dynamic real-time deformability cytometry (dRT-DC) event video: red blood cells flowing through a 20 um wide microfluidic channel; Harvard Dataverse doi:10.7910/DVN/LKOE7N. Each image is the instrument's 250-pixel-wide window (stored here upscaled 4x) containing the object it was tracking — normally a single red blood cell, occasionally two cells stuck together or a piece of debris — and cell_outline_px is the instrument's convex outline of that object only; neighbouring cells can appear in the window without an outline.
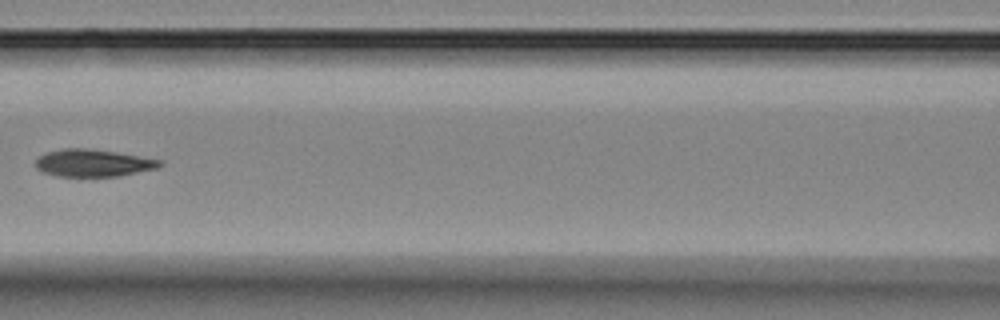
{"species": "Egyptian fruit bat (a non-hibernating species)", "species_latin": "Rousettus aegyptiacus", "temperature_condition": "room temperature", "stored_images_in_passage": 9, "camera_frame_rate_fps": 3000, "um_per_image_px": 0.085, "animal": {"sex": "female"}, "frame": {"image": 1, "passage_image": 6, "time_ms": 6.0, "image_size_px": [1000, 320], "cell_outline_px": [[164, 164], [160, 168], [120, 176], [60, 176], [44, 172], [36, 168], [36, 160], [40, 156], [48, 152], [64, 148], [88, 148], [116, 152], [164, 160]], "centroid_in_image_um": [8.0, 13.85], "position_along_channel_um": 158.6, "area_um2": 19.83}}
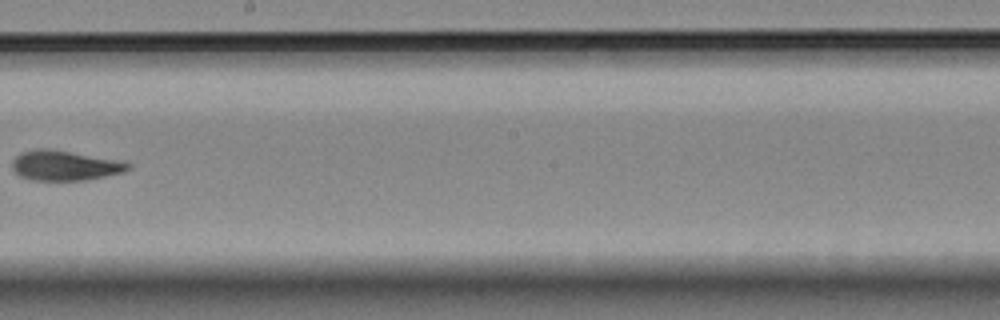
{"frame": {"image": 2, "passage_image": 8, "time_ms": 8.333, "image_size_px": [1000, 320], "cell_outline_px": [[132, 164], [124, 172], [84, 180], [32, 180], [20, 176], [12, 168], [12, 160], [20, 152], [36, 148], [48, 148], [112, 160]], "centroid_in_image_um": [5.41, 14.07], "position_along_channel_um": 242.8, "area_um2": 19.77}}
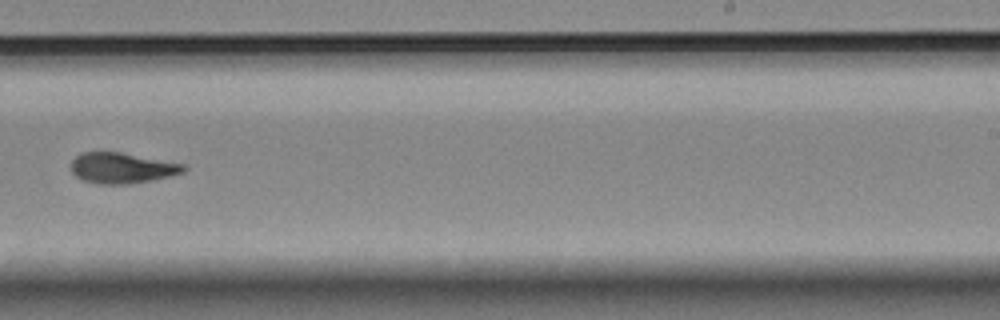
{"frame": {"image": 3, "passage_image": 9, "time_ms": 9.333, "image_size_px": [1000, 320], "cell_outline_px": [[188, 168], [184, 172], [168, 176], [128, 184], [100, 184], [84, 180], [76, 176], [72, 172], [72, 160], [76, 156], [84, 152], [120, 152], [184, 164]], "centroid_in_image_um": [10.36, 14.27], "position_along_channel_um": 278.6, "area_um2": 19.77}}